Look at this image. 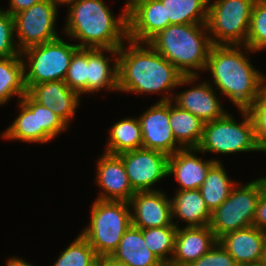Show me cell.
I'll return each instance as SVG.
<instances>
[{
  "instance_id": "1",
  "label": "cell",
  "mask_w": 266,
  "mask_h": 266,
  "mask_svg": "<svg viewBox=\"0 0 266 266\" xmlns=\"http://www.w3.org/2000/svg\"><path fill=\"white\" fill-rule=\"evenodd\" d=\"M118 48V91L165 93L159 102L172 101L174 87L191 84L199 76H184L149 43L127 40ZM126 46V47H125ZM169 94V95H168ZM171 95V96H170Z\"/></svg>"
},
{
  "instance_id": "2",
  "label": "cell",
  "mask_w": 266,
  "mask_h": 266,
  "mask_svg": "<svg viewBox=\"0 0 266 266\" xmlns=\"http://www.w3.org/2000/svg\"><path fill=\"white\" fill-rule=\"evenodd\" d=\"M247 51L255 53L243 45H213L205 68L213 76L215 90L230 98L238 110L247 109L266 83V77L246 57Z\"/></svg>"
},
{
  "instance_id": "3",
  "label": "cell",
  "mask_w": 266,
  "mask_h": 266,
  "mask_svg": "<svg viewBox=\"0 0 266 266\" xmlns=\"http://www.w3.org/2000/svg\"><path fill=\"white\" fill-rule=\"evenodd\" d=\"M65 34L79 40V48L118 49L128 40L127 9L118 18L103 0H78L69 5ZM125 39V40H124Z\"/></svg>"
},
{
  "instance_id": "4",
  "label": "cell",
  "mask_w": 266,
  "mask_h": 266,
  "mask_svg": "<svg viewBox=\"0 0 266 266\" xmlns=\"http://www.w3.org/2000/svg\"><path fill=\"white\" fill-rule=\"evenodd\" d=\"M148 43L184 76L205 70L213 46L206 23L171 24Z\"/></svg>"
},
{
  "instance_id": "5",
  "label": "cell",
  "mask_w": 266,
  "mask_h": 266,
  "mask_svg": "<svg viewBox=\"0 0 266 266\" xmlns=\"http://www.w3.org/2000/svg\"><path fill=\"white\" fill-rule=\"evenodd\" d=\"M130 210L129 202L95 199L90 210V224L81 235L97 256L112 255L117 249L122 236L132 224Z\"/></svg>"
},
{
  "instance_id": "6",
  "label": "cell",
  "mask_w": 266,
  "mask_h": 266,
  "mask_svg": "<svg viewBox=\"0 0 266 266\" xmlns=\"http://www.w3.org/2000/svg\"><path fill=\"white\" fill-rule=\"evenodd\" d=\"M244 118L237 123L228 112L219 119L204 123L203 135L197 152L231 154L262 151L258 146L253 122L246 109H239Z\"/></svg>"
},
{
  "instance_id": "7",
  "label": "cell",
  "mask_w": 266,
  "mask_h": 266,
  "mask_svg": "<svg viewBox=\"0 0 266 266\" xmlns=\"http://www.w3.org/2000/svg\"><path fill=\"white\" fill-rule=\"evenodd\" d=\"M254 2L255 0L208 1L206 25L213 45L246 46Z\"/></svg>"
},
{
  "instance_id": "8",
  "label": "cell",
  "mask_w": 266,
  "mask_h": 266,
  "mask_svg": "<svg viewBox=\"0 0 266 266\" xmlns=\"http://www.w3.org/2000/svg\"><path fill=\"white\" fill-rule=\"evenodd\" d=\"M78 48L76 44L66 43L59 37L23 50L21 56L25 55L26 61L23 59V62H27L28 65L25 63L24 66L27 91L35 84L64 81L73 53Z\"/></svg>"
},
{
  "instance_id": "9",
  "label": "cell",
  "mask_w": 266,
  "mask_h": 266,
  "mask_svg": "<svg viewBox=\"0 0 266 266\" xmlns=\"http://www.w3.org/2000/svg\"><path fill=\"white\" fill-rule=\"evenodd\" d=\"M232 188L229 197L212 212L210 229L218 240L223 235L253 226L257 203L263 188V177Z\"/></svg>"
},
{
  "instance_id": "10",
  "label": "cell",
  "mask_w": 266,
  "mask_h": 266,
  "mask_svg": "<svg viewBox=\"0 0 266 266\" xmlns=\"http://www.w3.org/2000/svg\"><path fill=\"white\" fill-rule=\"evenodd\" d=\"M57 6L51 0H43L13 16L18 49L58 39L56 32Z\"/></svg>"
},
{
  "instance_id": "11",
  "label": "cell",
  "mask_w": 266,
  "mask_h": 266,
  "mask_svg": "<svg viewBox=\"0 0 266 266\" xmlns=\"http://www.w3.org/2000/svg\"><path fill=\"white\" fill-rule=\"evenodd\" d=\"M118 156L122 159L129 183L135 192L157 191L153 190L152 185L169 176V156L165 153L141 148Z\"/></svg>"
},
{
  "instance_id": "12",
  "label": "cell",
  "mask_w": 266,
  "mask_h": 266,
  "mask_svg": "<svg viewBox=\"0 0 266 266\" xmlns=\"http://www.w3.org/2000/svg\"><path fill=\"white\" fill-rule=\"evenodd\" d=\"M138 119L142 131V148L156 150L168 156L182 149L173 137L170 127V101L156 102Z\"/></svg>"
},
{
  "instance_id": "13",
  "label": "cell",
  "mask_w": 266,
  "mask_h": 266,
  "mask_svg": "<svg viewBox=\"0 0 266 266\" xmlns=\"http://www.w3.org/2000/svg\"><path fill=\"white\" fill-rule=\"evenodd\" d=\"M128 39L148 43L170 24L160 0H138L127 9Z\"/></svg>"
},
{
  "instance_id": "14",
  "label": "cell",
  "mask_w": 266,
  "mask_h": 266,
  "mask_svg": "<svg viewBox=\"0 0 266 266\" xmlns=\"http://www.w3.org/2000/svg\"><path fill=\"white\" fill-rule=\"evenodd\" d=\"M157 191L136 192L129 201L132 225L142 230L153 227L175 226L171 199Z\"/></svg>"
},
{
  "instance_id": "15",
  "label": "cell",
  "mask_w": 266,
  "mask_h": 266,
  "mask_svg": "<svg viewBox=\"0 0 266 266\" xmlns=\"http://www.w3.org/2000/svg\"><path fill=\"white\" fill-rule=\"evenodd\" d=\"M96 184L104 192L97 197L103 201L129 202L136 193L128 179L125 166L118 155L103 153L97 161Z\"/></svg>"
},
{
  "instance_id": "16",
  "label": "cell",
  "mask_w": 266,
  "mask_h": 266,
  "mask_svg": "<svg viewBox=\"0 0 266 266\" xmlns=\"http://www.w3.org/2000/svg\"><path fill=\"white\" fill-rule=\"evenodd\" d=\"M210 226L178 227L175 236L172 266H189L206 254L217 242Z\"/></svg>"
},
{
  "instance_id": "17",
  "label": "cell",
  "mask_w": 266,
  "mask_h": 266,
  "mask_svg": "<svg viewBox=\"0 0 266 266\" xmlns=\"http://www.w3.org/2000/svg\"><path fill=\"white\" fill-rule=\"evenodd\" d=\"M265 241L266 232L255 226L229 232L218 239L239 266L259 265Z\"/></svg>"
},
{
  "instance_id": "18",
  "label": "cell",
  "mask_w": 266,
  "mask_h": 266,
  "mask_svg": "<svg viewBox=\"0 0 266 266\" xmlns=\"http://www.w3.org/2000/svg\"><path fill=\"white\" fill-rule=\"evenodd\" d=\"M27 93L39 104L51 109L67 125L74 117L81 98L63 81H50L33 85Z\"/></svg>"
},
{
  "instance_id": "19",
  "label": "cell",
  "mask_w": 266,
  "mask_h": 266,
  "mask_svg": "<svg viewBox=\"0 0 266 266\" xmlns=\"http://www.w3.org/2000/svg\"><path fill=\"white\" fill-rule=\"evenodd\" d=\"M194 152L197 153V148H182L168 158V175L174 174L179 190L200 189L210 167L220 162L217 159L203 161Z\"/></svg>"
},
{
  "instance_id": "20",
  "label": "cell",
  "mask_w": 266,
  "mask_h": 266,
  "mask_svg": "<svg viewBox=\"0 0 266 266\" xmlns=\"http://www.w3.org/2000/svg\"><path fill=\"white\" fill-rule=\"evenodd\" d=\"M173 97L174 104L192 113L204 123L222 118L227 113L209 82H201Z\"/></svg>"
},
{
  "instance_id": "21",
  "label": "cell",
  "mask_w": 266,
  "mask_h": 266,
  "mask_svg": "<svg viewBox=\"0 0 266 266\" xmlns=\"http://www.w3.org/2000/svg\"><path fill=\"white\" fill-rule=\"evenodd\" d=\"M104 51L116 56L112 67ZM101 89L118 91V49H87V93Z\"/></svg>"
},
{
  "instance_id": "22",
  "label": "cell",
  "mask_w": 266,
  "mask_h": 266,
  "mask_svg": "<svg viewBox=\"0 0 266 266\" xmlns=\"http://www.w3.org/2000/svg\"><path fill=\"white\" fill-rule=\"evenodd\" d=\"M111 256L125 266H161L163 264L146 246L143 230L132 224Z\"/></svg>"
},
{
  "instance_id": "23",
  "label": "cell",
  "mask_w": 266,
  "mask_h": 266,
  "mask_svg": "<svg viewBox=\"0 0 266 266\" xmlns=\"http://www.w3.org/2000/svg\"><path fill=\"white\" fill-rule=\"evenodd\" d=\"M172 218L178 217L179 220L173 223L179 227L178 222L183 220L188 223L186 227L208 226L211 221L212 212L203 200L200 189L178 190L173 198Z\"/></svg>"
},
{
  "instance_id": "24",
  "label": "cell",
  "mask_w": 266,
  "mask_h": 266,
  "mask_svg": "<svg viewBox=\"0 0 266 266\" xmlns=\"http://www.w3.org/2000/svg\"><path fill=\"white\" fill-rule=\"evenodd\" d=\"M172 103L170 101L169 122L173 137L182 148H197L203 135L204 122Z\"/></svg>"
},
{
  "instance_id": "25",
  "label": "cell",
  "mask_w": 266,
  "mask_h": 266,
  "mask_svg": "<svg viewBox=\"0 0 266 266\" xmlns=\"http://www.w3.org/2000/svg\"><path fill=\"white\" fill-rule=\"evenodd\" d=\"M22 56L0 58V105L5 104L12 96L21 98L27 93Z\"/></svg>"
},
{
  "instance_id": "26",
  "label": "cell",
  "mask_w": 266,
  "mask_h": 266,
  "mask_svg": "<svg viewBox=\"0 0 266 266\" xmlns=\"http://www.w3.org/2000/svg\"><path fill=\"white\" fill-rule=\"evenodd\" d=\"M18 105L20 107V113L9 128L1 134L2 138L42 144L52 140L43 129H38L37 111H32L20 99Z\"/></svg>"
},
{
  "instance_id": "27",
  "label": "cell",
  "mask_w": 266,
  "mask_h": 266,
  "mask_svg": "<svg viewBox=\"0 0 266 266\" xmlns=\"http://www.w3.org/2000/svg\"><path fill=\"white\" fill-rule=\"evenodd\" d=\"M109 130V141L105 153L119 155L142 148V131L138 118L122 119L114 123Z\"/></svg>"
},
{
  "instance_id": "28",
  "label": "cell",
  "mask_w": 266,
  "mask_h": 266,
  "mask_svg": "<svg viewBox=\"0 0 266 266\" xmlns=\"http://www.w3.org/2000/svg\"><path fill=\"white\" fill-rule=\"evenodd\" d=\"M221 162H215L207 172L200 191L207 207L211 212L218 208L228 197L232 188L237 184L227 176Z\"/></svg>"
},
{
  "instance_id": "29",
  "label": "cell",
  "mask_w": 266,
  "mask_h": 266,
  "mask_svg": "<svg viewBox=\"0 0 266 266\" xmlns=\"http://www.w3.org/2000/svg\"><path fill=\"white\" fill-rule=\"evenodd\" d=\"M170 24H201L207 22L209 0H160Z\"/></svg>"
},
{
  "instance_id": "30",
  "label": "cell",
  "mask_w": 266,
  "mask_h": 266,
  "mask_svg": "<svg viewBox=\"0 0 266 266\" xmlns=\"http://www.w3.org/2000/svg\"><path fill=\"white\" fill-rule=\"evenodd\" d=\"M178 227H153L143 230V237L148 249L153 252L163 264H169L174 253L175 236ZM168 254L171 255L168 258Z\"/></svg>"
},
{
  "instance_id": "31",
  "label": "cell",
  "mask_w": 266,
  "mask_h": 266,
  "mask_svg": "<svg viewBox=\"0 0 266 266\" xmlns=\"http://www.w3.org/2000/svg\"><path fill=\"white\" fill-rule=\"evenodd\" d=\"M97 255L88 241L79 234L60 254L53 266H91Z\"/></svg>"
},
{
  "instance_id": "32",
  "label": "cell",
  "mask_w": 266,
  "mask_h": 266,
  "mask_svg": "<svg viewBox=\"0 0 266 266\" xmlns=\"http://www.w3.org/2000/svg\"><path fill=\"white\" fill-rule=\"evenodd\" d=\"M246 46L252 51L266 49V0H255Z\"/></svg>"
},
{
  "instance_id": "33",
  "label": "cell",
  "mask_w": 266,
  "mask_h": 266,
  "mask_svg": "<svg viewBox=\"0 0 266 266\" xmlns=\"http://www.w3.org/2000/svg\"><path fill=\"white\" fill-rule=\"evenodd\" d=\"M21 100L32 111H37L38 129H43L52 139L67 130L68 125L58 115L36 102L28 93Z\"/></svg>"
},
{
  "instance_id": "34",
  "label": "cell",
  "mask_w": 266,
  "mask_h": 266,
  "mask_svg": "<svg viewBox=\"0 0 266 266\" xmlns=\"http://www.w3.org/2000/svg\"><path fill=\"white\" fill-rule=\"evenodd\" d=\"M64 82L80 96L87 93V48L73 53Z\"/></svg>"
},
{
  "instance_id": "35",
  "label": "cell",
  "mask_w": 266,
  "mask_h": 266,
  "mask_svg": "<svg viewBox=\"0 0 266 266\" xmlns=\"http://www.w3.org/2000/svg\"><path fill=\"white\" fill-rule=\"evenodd\" d=\"M246 111L253 122L257 144L263 152H266V83Z\"/></svg>"
},
{
  "instance_id": "36",
  "label": "cell",
  "mask_w": 266,
  "mask_h": 266,
  "mask_svg": "<svg viewBox=\"0 0 266 266\" xmlns=\"http://www.w3.org/2000/svg\"><path fill=\"white\" fill-rule=\"evenodd\" d=\"M14 18L8 12L0 9V58L21 56V51L15 43Z\"/></svg>"
},
{
  "instance_id": "37",
  "label": "cell",
  "mask_w": 266,
  "mask_h": 266,
  "mask_svg": "<svg viewBox=\"0 0 266 266\" xmlns=\"http://www.w3.org/2000/svg\"><path fill=\"white\" fill-rule=\"evenodd\" d=\"M189 266H239L234 258L217 241L215 245Z\"/></svg>"
},
{
  "instance_id": "38",
  "label": "cell",
  "mask_w": 266,
  "mask_h": 266,
  "mask_svg": "<svg viewBox=\"0 0 266 266\" xmlns=\"http://www.w3.org/2000/svg\"><path fill=\"white\" fill-rule=\"evenodd\" d=\"M253 226L266 232V177H263V188L257 203Z\"/></svg>"
},
{
  "instance_id": "39",
  "label": "cell",
  "mask_w": 266,
  "mask_h": 266,
  "mask_svg": "<svg viewBox=\"0 0 266 266\" xmlns=\"http://www.w3.org/2000/svg\"><path fill=\"white\" fill-rule=\"evenodd\" d=\"M43 0H10L9 9L5 10L11 16L30 8L32 5L37 4Z\"/></svg>"
},
{
  "instance_id": "40",
  "label": "cell",
  "mask_w": 266,
  "mask_h": 266,
  "mask_svg": "<svg viewBox=\"0 0 266 266\" xmlns=\"http://www.w3.org/2000/svg\"><path fill=\"white\" fill-rule=\"evenodd\" d=\"M98 266H125L123 263L115 260L111 255L109 256H97Z\"/></svg>"
},
{
  "instance_id": "41",
  "label": "cell",
  "mask_w": 266,
  "mask_h": 266,
  "mask_svg": "<svg viewBox=\"0 0 266 266\" xmlns=\"http://www.w3.org/2000/svg\"><path fill=\"white\" fill-rule=\"evenodd\" d=\"M6 266H34V265L27 263L26 261L18 257H12L9 260H7Z\"/></svg>"
},
{
  "instance_id": "42",
  "label": "cell",
  "mask_w": 266,
  "mask_h": 266,
  "mask_svg": "<svg viewBox=\"0 0 266 266\" xmlns=\"http://www.w3.org/2000/svg\"><path fill=\"white\" fill-rule=\"evenodd\" d=\"M51 1L58 7L59 4L71 5L77 2L78 0H51Z\"/></svg>"
},
{
  "instance_id": "43",
  "label": "cell",
  "mask_w": 266,
  "mask_h": 266,
  "mask_svg": "<svg viewBox=\"0 0 266 266\" xmlns=\"http://www.w3.org/2000/svg\"><path fill=\"white\" fill-rule=\"evenodd\" d=\"M260 266H266V241L263 247V251H262V255H261V259L259 262Z\"/></svg>"
},
{
  "instance_id": "44",
  "label": "cell",
  "mask_w": 266,
  "mask_h": 266,
  "mask_svg": "<svg viewBox=\"0 0 266 266\" xmlns=\"http://www.w3.org/2000/svg\"><path fill=\"white\" fill-rule=\"evenodd\" d=\"M136 1H138V0H126L125 8L129 9Z\"/></svg>"
},
{
  "instance_id": "45",
  "label": "cell",
  "mask_w": 266,
  "mask_h": 266,
  "mask_svg": "<svg viewBox=\"0 0 266 266\" xmlns=\"http://www.w3.org/2000/svg\"><path fill=\"white\" fill-rule=\"evenodd\" d=\"M91 266H98V264H97V258H96V261Z\"/></svg>"
},
{
  "instance_id": "46",
  "label": "cell",
  "mask_w": 266,
  "mask_h": 266,
  "mask_svg": "<svg viewBox=\"0 0 266 266\" xmlns=\"http://www.w3.org/2000/svg\"><path fill=\"white\" fill-rule=\"evenodd\" d=\"M161 266H172V265H170V264H162Z\"/></svg>"
}]
</instances>
